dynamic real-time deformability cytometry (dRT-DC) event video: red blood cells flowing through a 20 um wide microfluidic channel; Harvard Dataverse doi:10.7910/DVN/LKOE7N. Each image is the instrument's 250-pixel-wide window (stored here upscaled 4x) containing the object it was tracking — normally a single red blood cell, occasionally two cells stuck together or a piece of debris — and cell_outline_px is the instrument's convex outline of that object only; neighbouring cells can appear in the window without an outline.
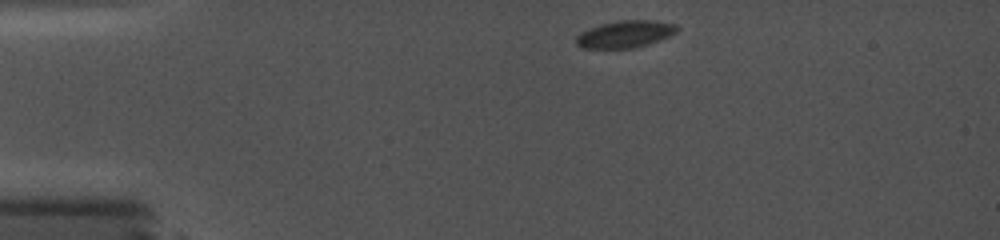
{"species": "common noctule bat (a hibernating species)", "species_latin": "Nyctalus noctula", "temperature_condition": "cold", "stored_images_in_passage": 4, "camera_frame_rate_fps": 5000, "um_per_image_px": 0.085, "animal": {"sex": "female", "body_mass_g": 19.0, "forearm_length_mm": 56.7}, "frame": {"image": 1, "passage_image": 1, "time_ms": 0.0, "image_size_px": [1000, 240], "cell_outline_px": [[680, 28], [676, 32], [660, 40], [648, 44], [632, 48], [584, 48], [576, 44], [576, 36], [580, 32], [588, 28], [600, 24], [620, 20], [652, 20], [676, 24]], "centroid_in_image_um": [53.13, 2.89], "position_along_channel_um": 31.9, "area_um2": 15.95}}